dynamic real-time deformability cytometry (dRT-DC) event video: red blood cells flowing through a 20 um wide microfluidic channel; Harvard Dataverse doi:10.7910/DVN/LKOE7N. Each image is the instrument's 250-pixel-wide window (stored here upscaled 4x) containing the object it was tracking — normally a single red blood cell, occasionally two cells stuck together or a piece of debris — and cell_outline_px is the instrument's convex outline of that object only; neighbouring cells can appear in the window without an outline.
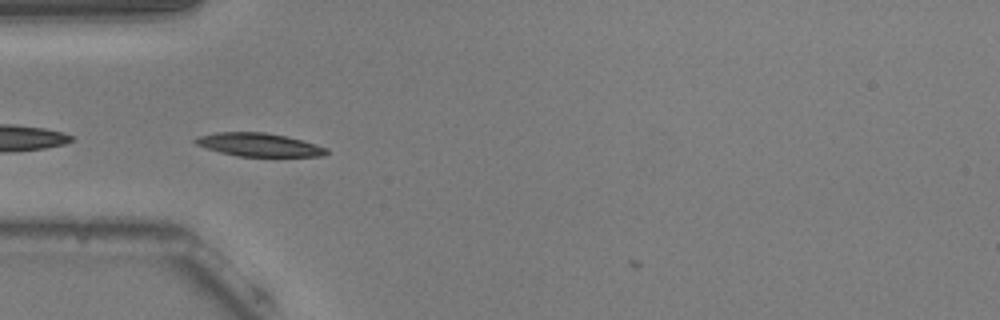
{"species": "common noctule bat (a hibernating species)", "species_latin": "Nyctalus noctula", "temperature_condition": "warm", "stored_images_in_passage": 5, "camera_frame_rate_fps": 3000, "um_per_image_px": 0.085, "animal": {"sex": "male", "body_mass_g": 20.5, "forearm_length_mm": 52.5}, "frame": {"image": 1, "passage_image": 1, "time_ms": 0.0, "image_size_px": [1000, 320], "cell_outline_px": [[328, 152], [324, 156], [236, 156], [220, 152], [196, 144], [192, 140], [200, 136], [216, 132], [264, 132], [284, 136], [316, 144], [328, 148]], "centroid_in_image_um": [22.01, 12.3], "position_along_channel_um": 63.0, "area_um2": 17.57}}